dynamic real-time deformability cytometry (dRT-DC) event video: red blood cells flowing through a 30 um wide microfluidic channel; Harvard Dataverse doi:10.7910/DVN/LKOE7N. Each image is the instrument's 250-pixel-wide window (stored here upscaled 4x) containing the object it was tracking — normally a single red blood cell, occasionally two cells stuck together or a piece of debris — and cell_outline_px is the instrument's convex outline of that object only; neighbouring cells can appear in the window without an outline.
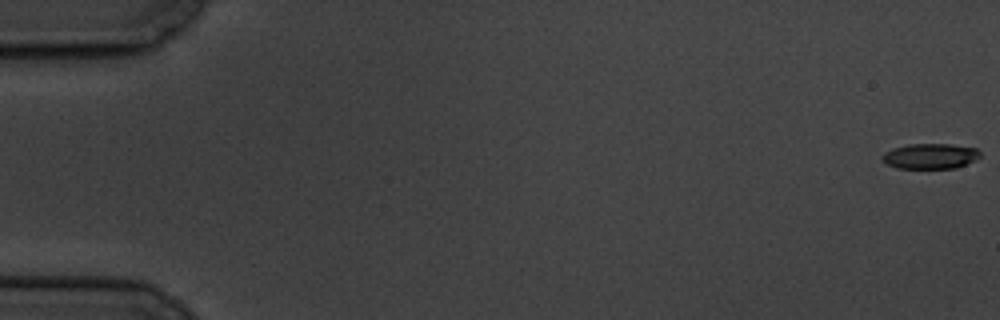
{"species": "common noctule bat (a hibernating species)", "species_latin": "Nyctalus noctula", "temperature_condition": "cold", "stored_images_in_passage": 6, "camera_frame_rate_fps": 3000, "um_per_image_px": 0.085, "animal": {"sex": "male", "body_mass_g": 19.5, "forearm_length_mm": 54.6}, "frame": {"image": 1, "passage_image": 1, "time_ms": 0.0, "image_size_px": [1000, 320], "cell_outline_px": [[980, 156], [976, 160], [956, 168], [896, 168], [888, 164], [880, 156], [884, 152], [892, 148], [908, 144], [952, 144], [976, 148], [980, 152]], "centroid_in_image_um": [79.07, 13.26], "position_along_channel_um": 5.9, "area_um2": 14.51}}
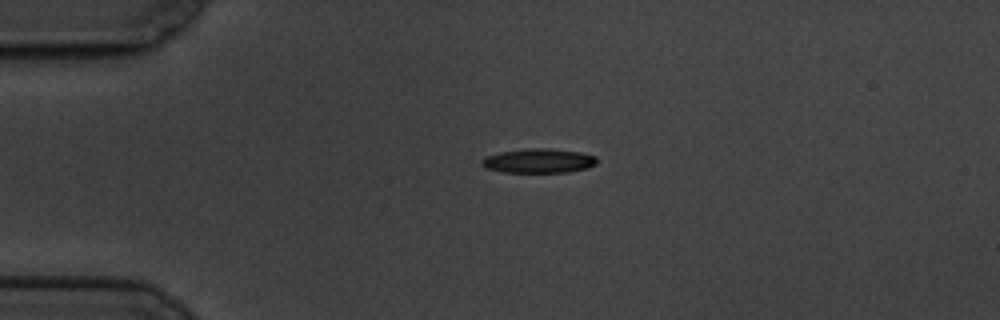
{"frame": {"image": 2, "passage_image": 5, "time_ms": 4.667, "image_size_px": [1000, 320], "cell_outline_px": [[596, 164], [588, 168], [568, 172], [504, 172], [488, 168], [480, 164], [480, 160], [484, 156], [500, 152], [528, 148], [548, 148], [580, 152], [596, 156]], "centroid_in_image_um": [45.77, 13.66], "position_along_channel_um": 39.2, "area_um2": 16.36}}